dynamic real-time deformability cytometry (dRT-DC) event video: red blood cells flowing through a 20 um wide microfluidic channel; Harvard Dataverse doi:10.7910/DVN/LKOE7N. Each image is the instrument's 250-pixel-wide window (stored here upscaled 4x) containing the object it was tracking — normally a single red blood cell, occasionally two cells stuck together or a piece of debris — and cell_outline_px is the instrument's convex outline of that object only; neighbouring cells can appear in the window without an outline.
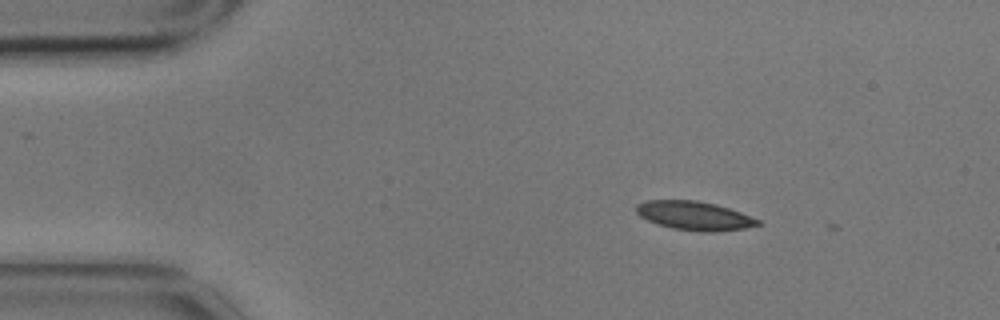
{"species": "common noctule bat (a hibernating species)", "species_latin": "Nyctalus noctula", "temperature_condition": "cold", "stored_images_in_passage": 2, "camera_frame_rate_fps": 3000, "um_per_image_px": 0.085, "animal": {"sex": "male", "body_mass_g": 17.9}, "frame": {"image": 1, "passage_image": 1, "time_ms": 0.0, "image_size_px": [1000, 320], "cell_outline_px": [[764, 224], [744, 228], [716, 232], [700, 232], [672, 228], [656, 224], [640, 216], [636, 212], [636, 204], [648, 200], [696, 200], [716, 204], [740, 212], [760, 220]], "centroid_in_image_um": [59.03, 18.34], "position_along_channel_um": 26.0, "area_um2": 20.52}}